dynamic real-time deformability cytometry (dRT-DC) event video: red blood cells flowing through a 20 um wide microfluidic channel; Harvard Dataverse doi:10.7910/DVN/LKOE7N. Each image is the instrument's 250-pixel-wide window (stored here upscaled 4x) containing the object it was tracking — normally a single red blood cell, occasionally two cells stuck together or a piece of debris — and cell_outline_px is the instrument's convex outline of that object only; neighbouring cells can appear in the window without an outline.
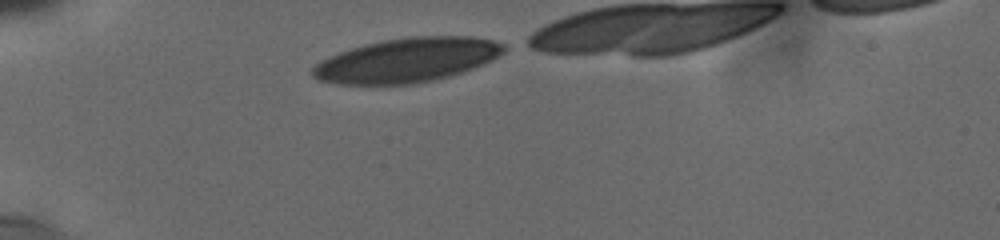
{"species": "human", "species_latin": "Homo sapiens", "temperature_condition": "cold", "stored_images_in_passage": 15, "camera_frame_rate_fps": 3000, "um_per_image_px": 0.085, "donor": {"sex": "male"}, "frame": {"image": 1, "passage_image": 1, "time_ms": 0.0, "image_size_px": [1000, 240], "cell_outline_px": [[504, 52], [472, 68], [448, 76], [432, 80], [412, 84], [340, 84], [320, 80], [312, 76], [312, 68], [316, 64], [328, 56], [364, 44], [380, 40], [408, 36], [472, 36], [492, 40], [504, 44]], "centroid_in_image_um": [34.55, 5.1], "position_along_channel_um": 50.5, "area_um2": 48.84}}